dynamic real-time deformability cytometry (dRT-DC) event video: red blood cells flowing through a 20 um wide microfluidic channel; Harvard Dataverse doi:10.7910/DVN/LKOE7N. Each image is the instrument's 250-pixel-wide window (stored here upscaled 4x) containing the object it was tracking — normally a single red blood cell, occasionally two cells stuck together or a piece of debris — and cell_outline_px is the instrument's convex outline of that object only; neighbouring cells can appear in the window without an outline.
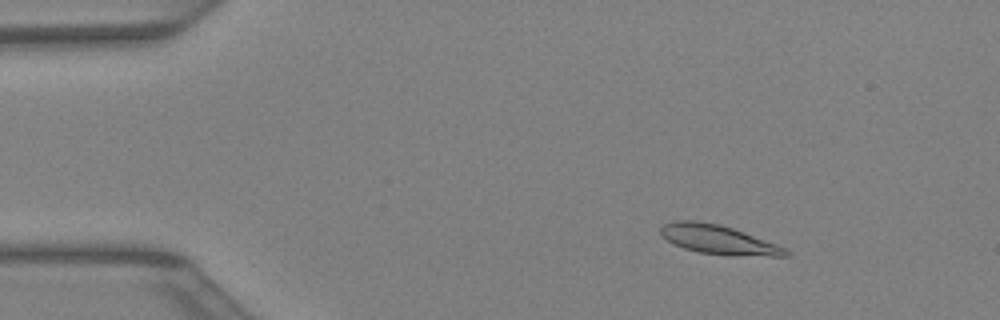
{"species": "Egyptian fruit bat (a non-hibernating species)", "species_latin": "Rousettus aegyptiacus", "temperature_condition": "warm", "stored_images_in_passage": 42, "camera_frame_rate_fps": 3000, "um_per_image_px": 0.085, "animal": {"sex": "female"}, "frame": {"image": 1, "passage_image": 6, "time_ms": 1.667, "image_size_px": [1000, 320], "cell_outline_px": [[792, 256], [732, 256], [700, 252], [684, 248], [668, 240], [660, 232], [660, 228], [664, 224], [672, 220], [696, 220], [720, 224], [732, 228], [776, 244], [792, 252]], "centroid_in_image_um": [61.09, 20.37], "position_along_channel_um": 23.9, "area_um2": 21.15}}
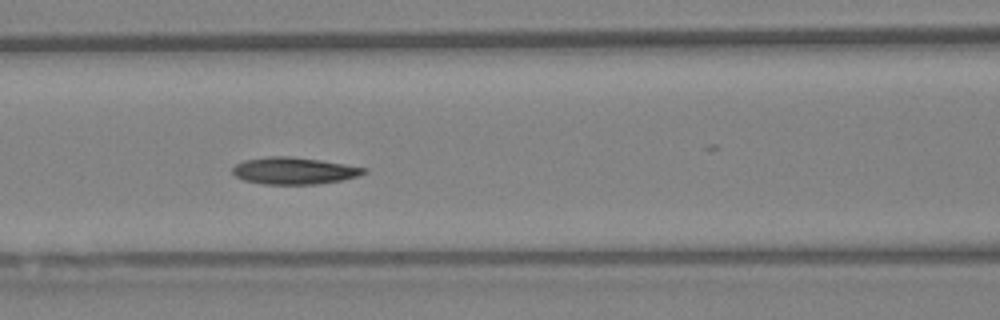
{"frame": {"image": 2, "passage_image": 18, "time_ms": 5.667, "image_size_px": [1000, 320], "cell_outline_px": [[368, 172], [360, 176], [340, 180], [316, 184], [264, 184], [244, 180], [236, 176], [232, 172], [232, 168], [236, 164], [244, 160], [268, 156], [288, 156], [320, 160], [368, 168]], "centroid_in_image_um": [25.01, 14.51], "position_along_channel_um": 141.6, "area_um2": 20.58}}
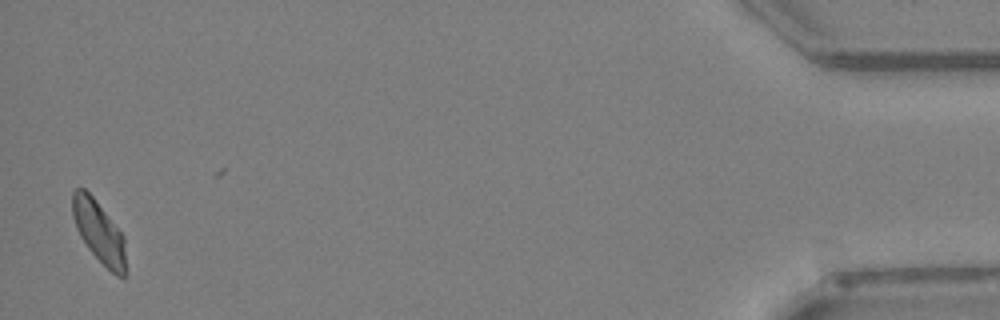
{"frame": {"image": 3, "passage_image": 41, "time_ms": 13.333, "image_size_px": [1000, 320], "cell_outline_px": [[128, 272], [124, 276], [116, 276], [88, 248], [80, 236], [76, 228], [72, 216], [72, 192], [76, 188], [84, 188], [92, 196], [124, 236]], "centroid_in_image_um": [8.43, 19.73], "position_along_channel_um": 426.8, "area_um2": 19.25}}